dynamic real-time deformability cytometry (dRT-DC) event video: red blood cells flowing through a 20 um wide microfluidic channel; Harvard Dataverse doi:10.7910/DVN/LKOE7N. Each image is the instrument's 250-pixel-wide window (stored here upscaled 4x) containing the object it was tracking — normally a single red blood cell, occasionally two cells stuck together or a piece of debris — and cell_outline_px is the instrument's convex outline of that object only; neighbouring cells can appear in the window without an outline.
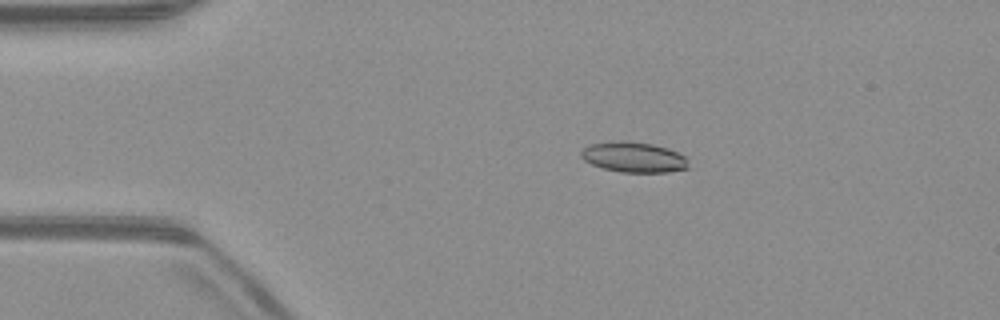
{"species": "common noctule bat (a hibernating species)", "species_latin": "Nyctalus noctula", "temperature_condition": "warm", "stored_images_in_passage": 42, "camera_frame_rate_fps": 3000, "um_per_image_px": 0.085, "animal": {"sex": "male", "body_mass_g": 23.1, "forearm_length_mm": 52.7}, "frame": {"image": 1, "passage_image": 1, "time_ms": 0.0, "image_size_px": [1000, 320], "cell_outline_px": [[692, 168], [668, 172], [620, 172], [604, 168], [592, 164], [584, 160], [580, 156], [580, 152], [588, 144], [612, 140], [624, 140], [652, 144], [668, 148], [684, 156]], "centroid_in_image_um": [53.86, 13.35], "position_along_channel_um": 31.1, "area_um2": 19.25}}
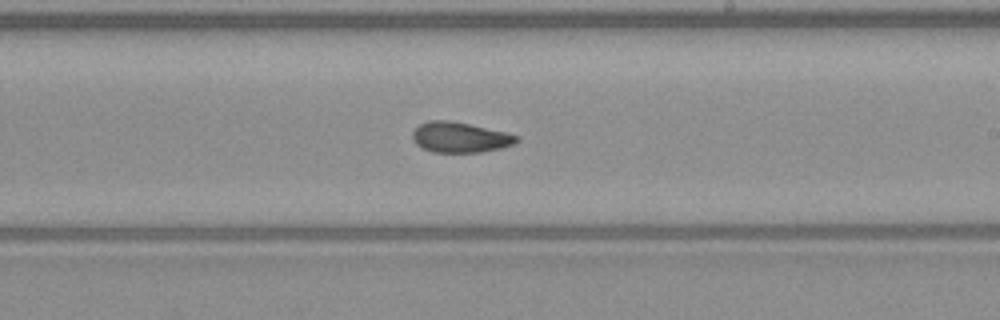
{"frame": {"image": 2, "passage_image": 21, "time_ms": 6.667, "image_size_px": [1000, 320], "cell_outline_px": [[520, 140], [512, 144], [500, 148], [480, 152], [432, 152], [416, 144], [412, 140], [412, 132], [420, 124], [428, 120], [452, 120], [508, 132], [520, 136]], "centroid_in_image_um": [39.11, 11.65], "position_along_channel_um": 249.9, "area_um2": 18.61}}
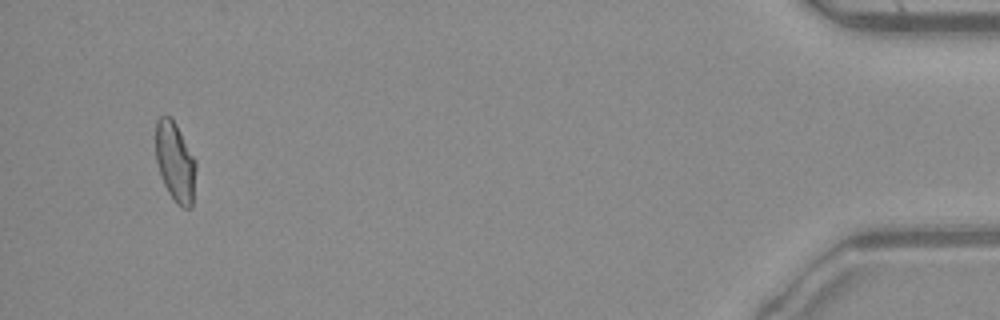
{"frame": {"image": 3, "passage_image": 40, "time_ms": 13.0, "image_size_px": [1000, 320], "cell_outline_px": [[196, 168], [192, 208], [180, 208], [176, 204], [168, 192], [164, 184], [156, 160], [156, 120], [160, 116], [168, 116], [176, 124], [196, 160]], "centroid_in_image_um": [14.9, 13.8], "position_along_channel_um": 420.3, "area_um2": 18.67}, "authors_computed_cell_mechanics": {"area_um2": 18.7272, "velocity_mm_per_s": 4.0291, "shape_relaxation_time_tau1_ms": 6.8143, "shape_relaxation_time_tau2_ms": 2.3785, "deformation_change_tau1": 0.1911, "deformation_change_tau2": 0.0816}}